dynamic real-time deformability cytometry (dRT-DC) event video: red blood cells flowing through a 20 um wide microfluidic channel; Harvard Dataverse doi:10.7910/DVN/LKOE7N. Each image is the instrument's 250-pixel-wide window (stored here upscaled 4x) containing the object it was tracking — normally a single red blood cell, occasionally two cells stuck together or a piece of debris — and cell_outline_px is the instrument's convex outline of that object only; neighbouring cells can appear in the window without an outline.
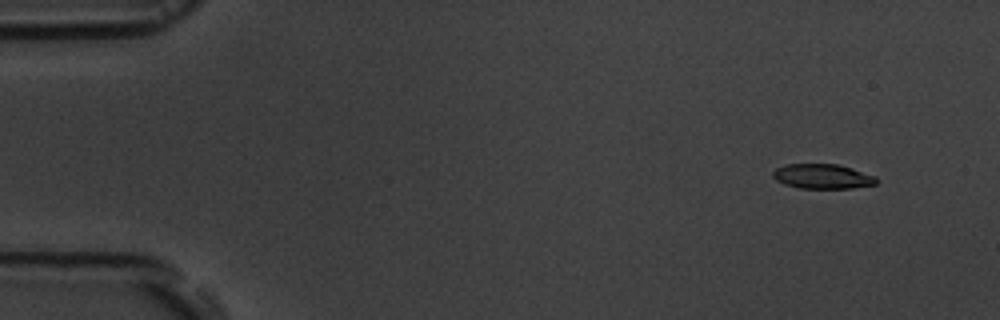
{"species": "common noctule bat (a hibernating species)", "species_latin": "Nyctalus noctula", "temperature_condition": "room temperature", "stored_images_in_passage": 6, "camera_frame_rate_fps": 3000, "um_per_image_px": 0.085, "animal": {"sex": "male", "body_mass_g": 19.5, "forearm_length_mm": 54.6}, "frame": {"image": 1, "passage_image": 2, "time_ms": 1.0, "image_size_px": [1000, 320], "cell_outline_px": [[880, 180], [876, 184], [852, 188], [800, 188], [784, 184], [776, 180], [772, 176], [772, 172], [776, 168], [784, 164], [836, 164], [852, 168], [876, 176]], "centroid_in_image_um": [69.92, 14.99], "position_along_channel_um": 15.1, "area_um2": 15.03}}
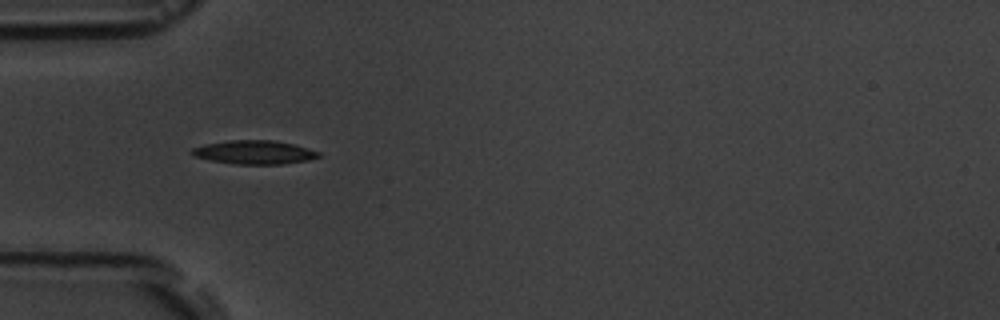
{"frame": {"image": 2, "passage_image": 5, "time_ms": 5.333, "image_size_px": [1000, 320], "cell_outline_px": [[320, 156], [308, 160], [280, 164], [236, 164], [212, 160], [192, 156], [188, 152], [192, 148], [204, 144], [228, 140], [272, 140], [296, 144], [320, 152]], "centroid_in_image_um": [21.59, 12.93], "position_along_channel_um": 63.4, "area_um2": 17.57}}
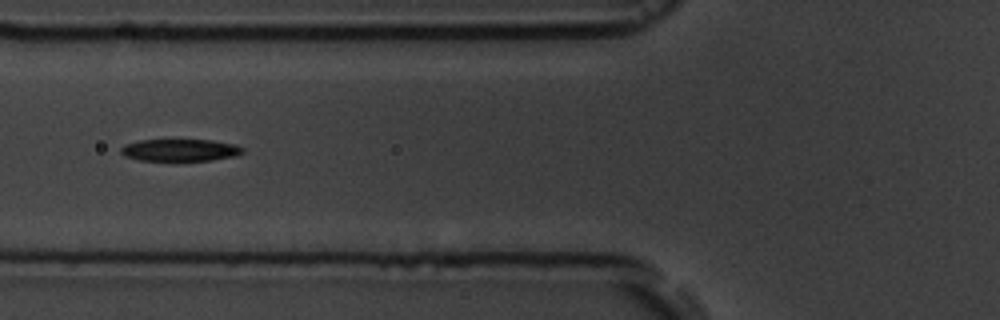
{"frame": {"image": 3, "passage_image": 6, "time_ms": 6.667, "image_size_px": [1000, 320], "cell_outline_px": [[244, 152], [236, 156], [212, 160], [140, 160], [124, 156], [120, 152], [120, 148], [124, 144], [140, 140], [212, 140], [236, 144], [244, 148]], "centroid_in_image_um": [15.32, 12.75], "position_along_channel_um": 110.5, "area_um2": 15.72}}